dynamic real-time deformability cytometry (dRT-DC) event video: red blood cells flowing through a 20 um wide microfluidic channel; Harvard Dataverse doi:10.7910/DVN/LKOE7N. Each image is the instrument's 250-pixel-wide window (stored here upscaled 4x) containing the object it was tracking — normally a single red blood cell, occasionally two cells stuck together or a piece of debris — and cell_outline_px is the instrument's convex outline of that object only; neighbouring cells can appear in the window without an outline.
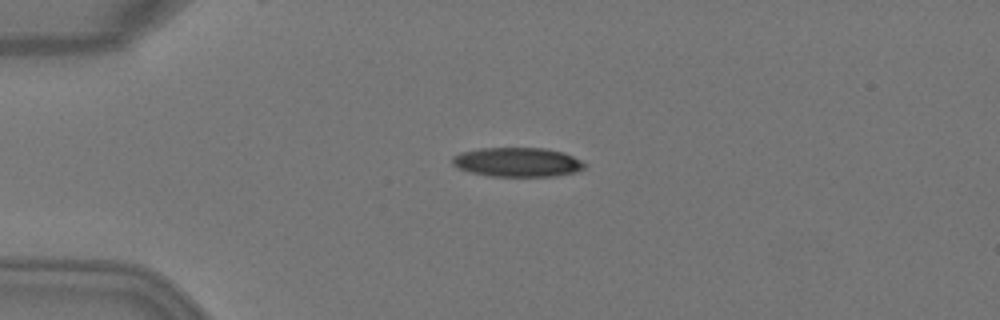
{"species": "Egyptian fruit bat (a non-hibernating species)", "species_latin": "Rousettus aegyptiacus", "temperature_condition": "warm", "stored_images_in_passage": 4, "camera_frame_rate_fps": 3000, "um_per_image_px": 0.085, "animal": {"sex": "female"}, "frame": {"image": 1, "passage_image": 3, "time_ms": 0.667, "image_size_px": [1000, 320], "cell_outline_px": [[588, 164], [584, 168], [576, 172], [556, 176], [488, 176], [468, 172], [452, 164], [452, 156], [460, 152], [480, 148], [544, 148], [564, 152]], "centroid_in_image_um": [43.98, 13.78], "position_along_channel_um": 41.0, "area_um2": 22.72}}